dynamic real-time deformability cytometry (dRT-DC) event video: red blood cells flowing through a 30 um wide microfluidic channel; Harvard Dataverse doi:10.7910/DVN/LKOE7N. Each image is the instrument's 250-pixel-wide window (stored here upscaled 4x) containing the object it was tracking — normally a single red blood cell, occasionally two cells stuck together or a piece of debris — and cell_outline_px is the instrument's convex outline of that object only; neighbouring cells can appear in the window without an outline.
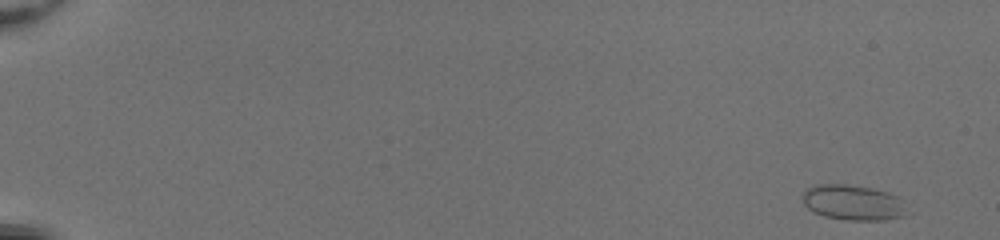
{"species": "common noctule bat (a hibernating species)", "species_latin": "Nyctalus noctula", "temperature_condition": "room temperature", "stored_images_in_passage": 51, "camera_frame_rate_fps": 3000, "um_per_image_px": 0.085, "animal": {"sex": "female", "body_mass_g": 20.0, "forearm_length_mm": 54.0}, "frame": {"image": 1, "passage_image": 1, "time_ms": 0.0, "image_size_px": [1000, 240], "cell_outline_px": [[908, 216], [884, 220], [848, 220], [824, 216], [808, 208], [804, 204], [804, 192], [808, 188], [816, 184], [848, 184], [872, 188], [888, 192], [904, 200]], "centroid_in_image_um": [72.58, 17.22], "position_along_channel_um": 12.4, "area_um2": 21.62}}
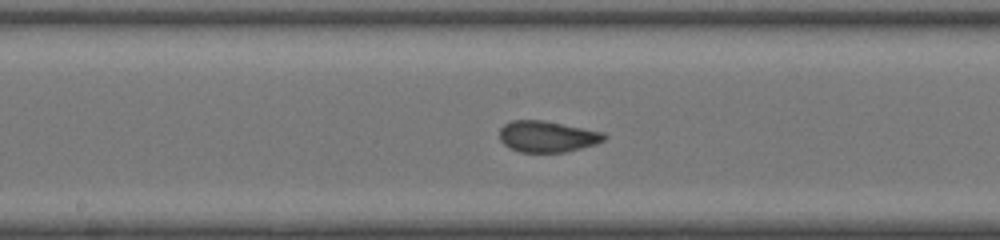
{"frame": {"image": 2, "passage_image": 29, "time_ms": 9.333, "image_size_px": [1000, 240], "cell_outline_px": [[608, 136], [604, 140], [596, 144], [564, 152], [520, 152], [508, 148], [500, 140], [500, 128], [504, 124], [512, 120], [544, 120], [604, 132]], "centroid_in_image_um": [46.51, 11.6], "position_along_channel_um": 201.7, "area_um2": 19.13}}
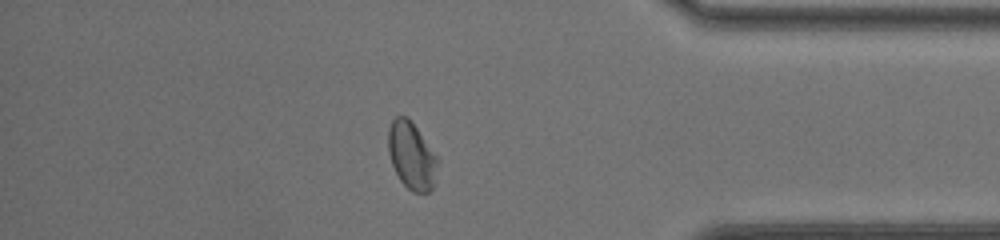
{"frame": {"image": 3, "passage_image": 45, "time_ms": 14.667, "image_size_px": [1000, 240], "cell_outline_px": [[440, 160], [432, 188], [428, 192], [412, 192], [400, 180], [392, 164], [388, 152], [388, 128], [392, 120], [396, 116], [408, 116]], "centroid_in_image_um": [34.99, 13.21], "position_along_channel_um": 400.2, "area_um2": 19.42}, "authors_computed_cell_mechanics": {"area_um2": 19.4786, "velocity_mm_per_s": 4.0912, "shape_relaxation_time_tau1_ms": 5.1971, "shape_relaxation_time_tau2_ms": null, "deformation_change_tau1": 0.1126, "deformation_change_tau2": null}}